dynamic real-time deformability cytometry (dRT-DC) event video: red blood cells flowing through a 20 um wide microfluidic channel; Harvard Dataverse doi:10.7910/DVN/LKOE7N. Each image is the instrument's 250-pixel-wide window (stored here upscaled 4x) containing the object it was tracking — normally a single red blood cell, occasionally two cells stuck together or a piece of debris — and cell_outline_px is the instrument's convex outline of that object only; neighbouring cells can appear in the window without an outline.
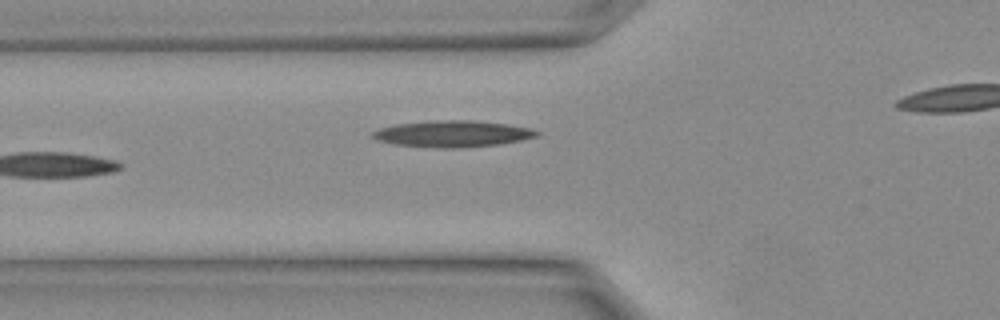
{"species": "Egyptian fruit bat (a non-hibernating species)", "species_latin": "Rousettus aegyptiacus", "temperature_condition": "warm", "stored_images_in_passage": 11, "camera_frame_rate_fps": 3000, "um_per_image_px": 0.085, "animal": {"sex": "female"}, "frame": {"image": 1, "passage_image": 11, "time_ms": 3.333, "image_size_px": [1000, 320], "cell_outline_px": [[540, 132], [536, 136], [520, 140], [500, 144], [460, 148], [440, 148], [396, 144], [380, 140], [372, 136], [372, 132], [380, 128], [396, 124], [440, 120], [468, 120], [508, 124], [528, 128]], "centroid_in_image_um": [38.48, 11.37], "position_along_channel_um": 87.3, "area_um2": 24.85}}